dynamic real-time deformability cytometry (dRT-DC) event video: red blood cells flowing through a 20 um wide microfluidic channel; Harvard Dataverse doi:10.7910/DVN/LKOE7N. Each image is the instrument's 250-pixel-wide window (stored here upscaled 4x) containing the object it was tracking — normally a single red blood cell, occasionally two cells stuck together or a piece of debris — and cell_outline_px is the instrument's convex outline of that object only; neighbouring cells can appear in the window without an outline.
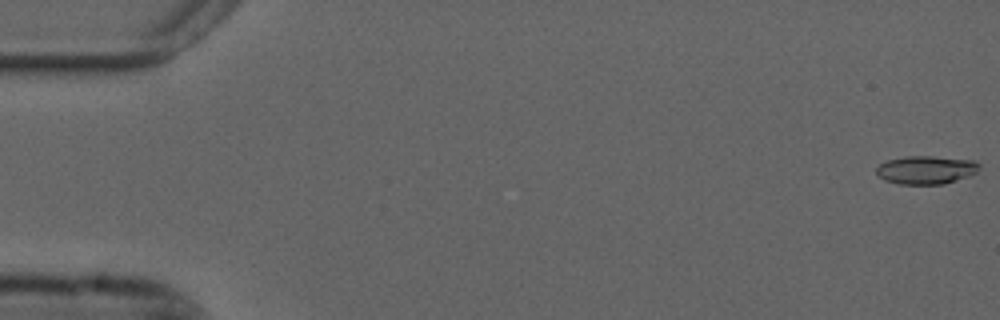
{"species": "common noctule bat (a hibernating species)", "species_latin": "Nyctalus noctula", "temperature_condition": "cold", "stored_images_in_passage": 56, "camera_frame_rate_fps": 3000, "um_per_image_px": 0.085, "animal": {"sex": "male", "forearm_length_mm": 52.5}, "frame": {"image": 1, "passage_image": 1, "time_ms": 0.0, "image_size_px": [1000, 320], "cell_outline_px": [[980, 168], [976, 172], [968, 176], [944, 184], [900, 184], [884, 180], [876, 172], [876, 168], [880, 164], [888, 160], [908, 156], [932, 156], [976, 160], [980, 164]], "centroid_in_image_um": [78.74, 14.43], "position_along_channel_um": 6.3, "area_um2": 16.94}}
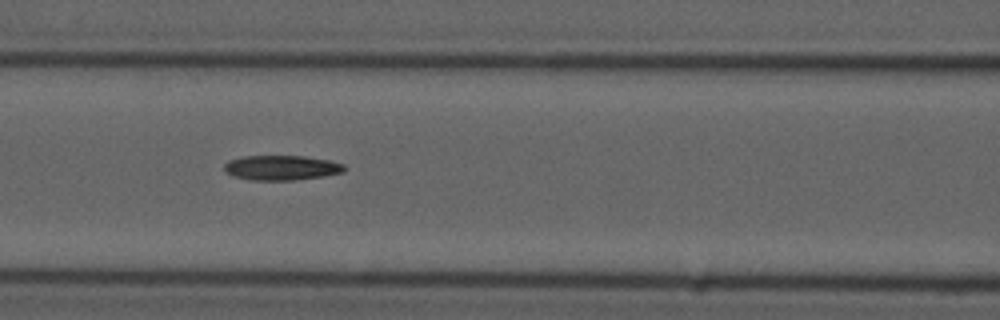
{"frame": {"image": 2, "passage_image": 24, "time_ms": 7.667, "image_size_px": [1000, 320], "cell_outline_px": [[348, 168], [344, 172], [324, 176], [292, 180], [252, 180], [232, 176], [224, 172], [224, 164], [228, 160], [244, 156], [304, 156], [328, 160], [344, 164]], "centroid_in_image_um": [23.92, 14.26], "position_along_channel_um": 142.7, "area_um2": 17.51}}
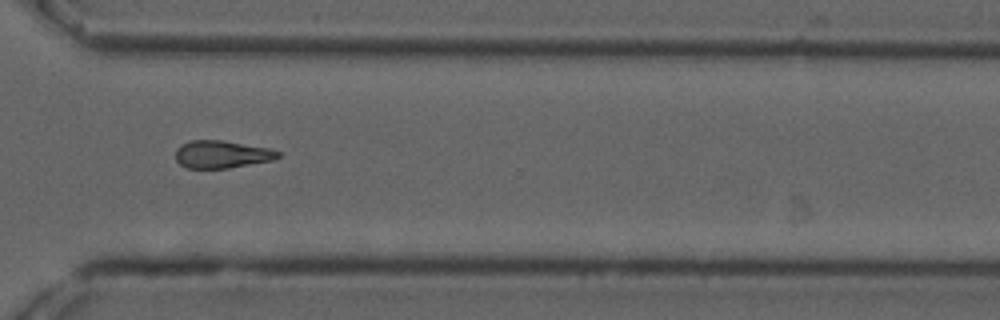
{"frame": {"image": 3, "passage_image": 41, "time_ms": 13.333, "image_size_px": [1000, 320], "cell_outline_px": [[280, 156], [272, 160], [228, 168], [188, 168], [180, 164], [176, 160], [176, 148], [180, 144], [192, 140], [220, 140], [268, 148], [280, 152]], "centroid_in_image_um": [18.81, 13.11], "position_along_channel_um": 351.8, "area_um2": 16.3}}